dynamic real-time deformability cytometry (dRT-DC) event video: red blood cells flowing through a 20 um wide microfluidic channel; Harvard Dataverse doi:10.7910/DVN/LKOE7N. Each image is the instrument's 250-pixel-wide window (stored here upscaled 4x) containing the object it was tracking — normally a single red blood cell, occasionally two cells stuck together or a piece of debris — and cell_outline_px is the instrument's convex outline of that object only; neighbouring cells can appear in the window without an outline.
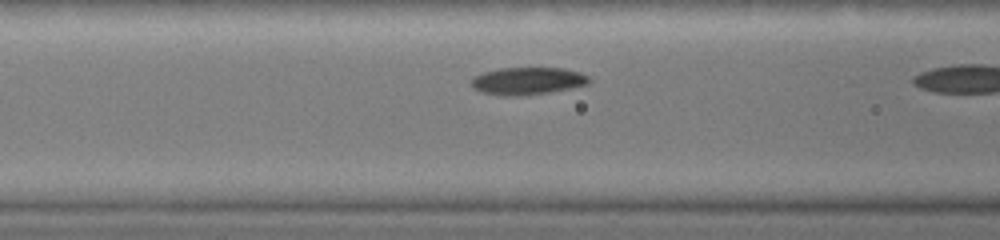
{"species": "common noctule bat (a hibernating species)", "species_latin": "Nyctalus noctula", "temperature_condition": "warm", "stored_images_in_passage": 12, "camera_frame_rate_fps": 3000, "um_per_image_px": 0.085, "animal": {"sex": "female", "body_mass_g": 19.0, "forearm_length_mm": 51.5}, "frame": {"image": 1, "passage_image": 3, "time_ms": 0.667, "image_size_px": [1000, 240], "cell_outline_px": [[592, 80], [588, 84], [548, 92], [520, 96], [504, 96], [480, 92], [472, 84], [472, 76], [484, 72], [500, 68], [564, 68], [580, 72], [588, 76]], "centroid_in_image_um": [44.85, 6.87], "position_along_channel_um": 121.8, "area_um2": 18.73}}